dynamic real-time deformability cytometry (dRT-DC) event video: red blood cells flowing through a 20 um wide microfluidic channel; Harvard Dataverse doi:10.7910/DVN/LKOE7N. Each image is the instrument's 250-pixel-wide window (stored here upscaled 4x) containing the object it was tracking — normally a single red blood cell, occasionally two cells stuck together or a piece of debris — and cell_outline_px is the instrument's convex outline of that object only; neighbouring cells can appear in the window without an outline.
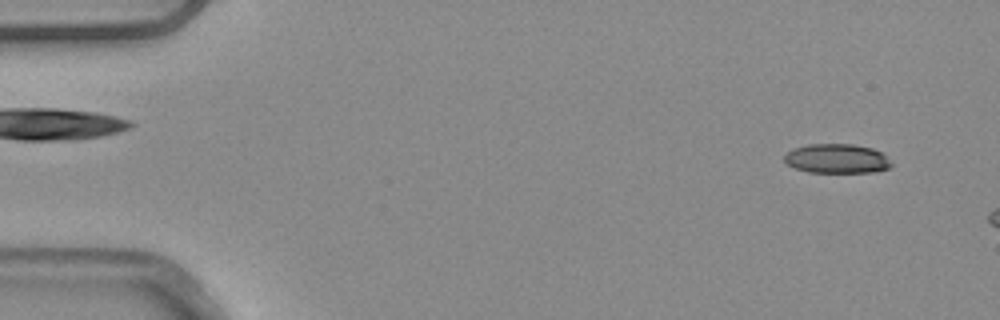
{"species": "common noctule bat (a hibernating species)", "species_latin": "Nyctalus noctula", "temperature_condition": "warm", "stored_images_in_passage": 3, "camera_frame_rate_fps": 3000, "um_per_image_px": 0.085, "animal": {"sex": "male", "body_mass_g": 20.4}, "frame": {"image": 1, "passage_image": 1, "time_ms": 0.0, "image_size_px": [1000, 320], "cell_outline_px": [[892, 164], [888, 168], [872, 172], [808, 172], [796, 168], [788, 164], [784, 160], [784, 156], [788, 152], [796, 148], [808, 144], [852, 144], [872, 148], [880, 152]], "centroid_in_image_um": [71.11, 13.48], "position_along_channel_um": 13.9, "area_um2": 17.98}}